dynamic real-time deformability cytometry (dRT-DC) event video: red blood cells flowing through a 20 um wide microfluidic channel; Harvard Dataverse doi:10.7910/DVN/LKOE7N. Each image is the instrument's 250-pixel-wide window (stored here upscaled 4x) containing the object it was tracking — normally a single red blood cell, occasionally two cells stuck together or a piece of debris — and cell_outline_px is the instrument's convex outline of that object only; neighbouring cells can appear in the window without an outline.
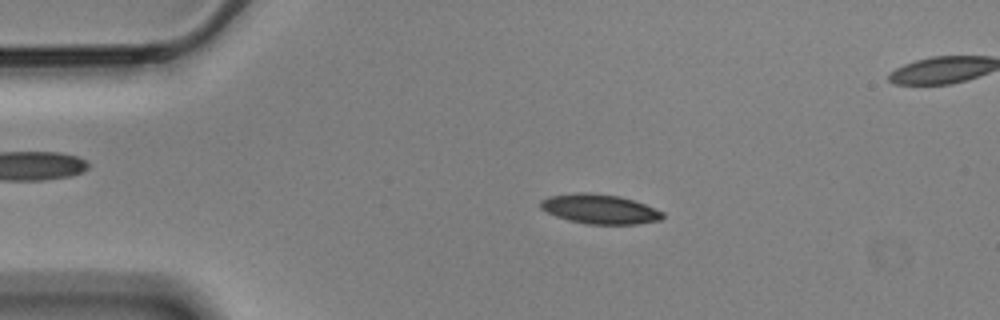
{"species": "Egyptian fruit bat (a non-hibernating species)", "species_latin": "Rousettus aegyptiacus", "temperature_condition": "cold", "stored_images_in_passage": 57, "camera_frame_rate_fps": 3000, "um_per_image_px": 0.085, "animal": {"sex": "male"}, "frame": {"image": 1, "passage_image": 11, "time_ms": 3.333, "image_size_px": [1000, 320], "cell_outline_px": [[664, 216], [660, 220], [636, 224], [588, 224], [568, 220], [556, 216], [540, 208], [540, 200], [548, 196], [576, 192], [592, 192], [620, 196], [644, 204], [664, 212]], "centroid_in_image_um": [50.95, 17.76], "position_along_channel_um": 34.0, "area_um2": 21.1}}
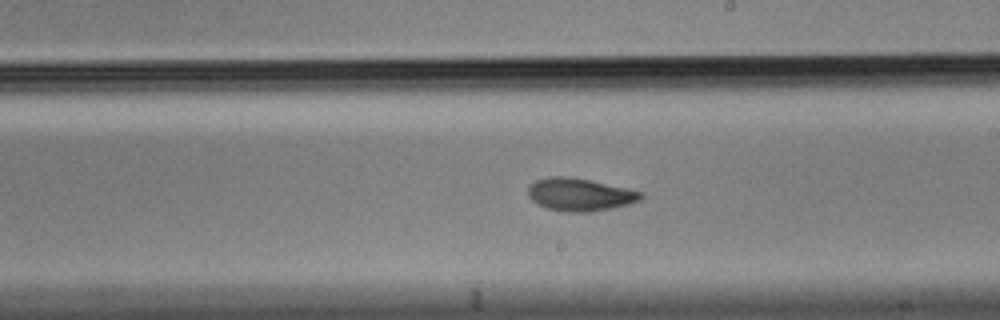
{"frame": {"image": 2, "passage_image": 32, "time_ms": 10.333, "image_size_px": [1000, 320], "cell_outline_px": [[644, 196], [640, 200], [628, 204], [612, 208], [588, 212], [572, 212], [548, 208], [536, 204], [528, 196], [528, 188], [536, 180], [552, 176], [568, 176], [588, 180], [644, 192]], "centroid_in_image_um": [49.29, 16.54], "position_along_channel_um": 239.7, "area_um2": 21.27}}
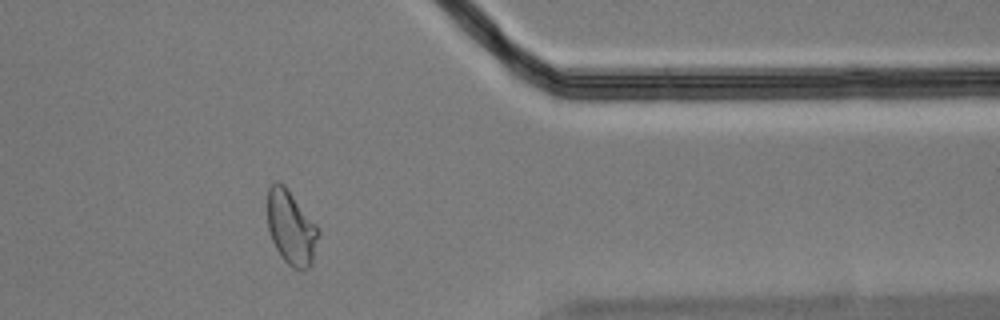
{"frame": {"image": 3, "passage_image": 46, "time_ms": 15.0, "image_size_px": [1000, 320], "cell_outline_px": [[320, 232], [312, 264], [308, 268], [292, 268], [280, 256], [272, 240], [268, 228], [268, 188], [276, 180], [284, 184], [288, 188], [320, 228]], "centroid_in_image_um": [24.77, 19.33], "position_along_channel_um": 386.6, "area_um2": 22.2}, "authors_computed_cell_mechanics": {"area_um2": 21.097, "velocity_mm_per_s": 3.498, "shape_relaxation_time_tau1_ms": 5.5236, "shape_relaxation_time_tau2_ms": 3.3608, "deformation_change_tau1": 0.1423, "deformation_change_tau2": 0.0853}}